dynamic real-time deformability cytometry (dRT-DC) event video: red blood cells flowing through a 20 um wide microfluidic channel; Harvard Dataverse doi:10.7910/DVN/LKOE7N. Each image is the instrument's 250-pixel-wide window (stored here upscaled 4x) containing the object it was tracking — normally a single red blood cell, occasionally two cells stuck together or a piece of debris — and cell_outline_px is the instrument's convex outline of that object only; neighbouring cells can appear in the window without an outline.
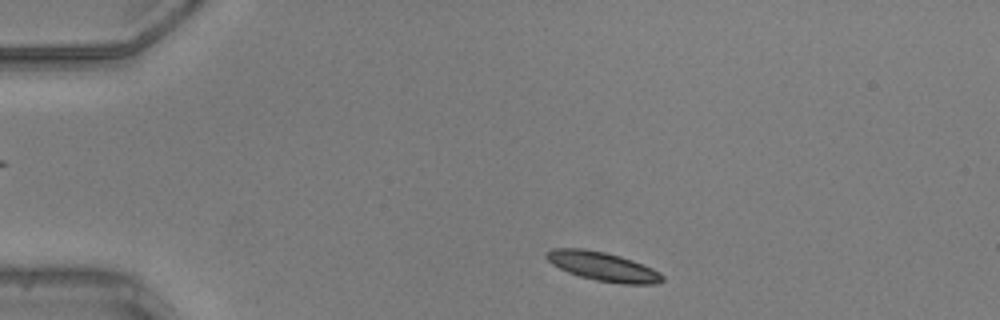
{"species": "common noctule bat (a hibernating species)", "species_latin": "Nyctalus noctula", "temperature_condition": "warm", "stored_images_in_passage": 42, "camera_frame_rate_fps": 3000, "um_per_image_px": 0.085, "animal": {"sex": "male", "body_mass_g": 20.5, "forearm_length_mm": 52.5}, "frame": {"image": 1, "passage_image": 3, "time_ms": 0.667, "image_size_px": [1000, 320], "cell_outline_px": [[664, 280], [660, 284], [624, 284], [596, 280], [580, 276], [568, 272], [552, 264], [544, 256], [544, 252], [552, 248], [584, 248], [604, 252], [620, 256], [632, 260], [652, 268], [660, 272], [664, 276]], "centroid_in_image_um": [51.24, 22.64], "position_along_channel_um": 33.8, "area_um2": 19.65}}
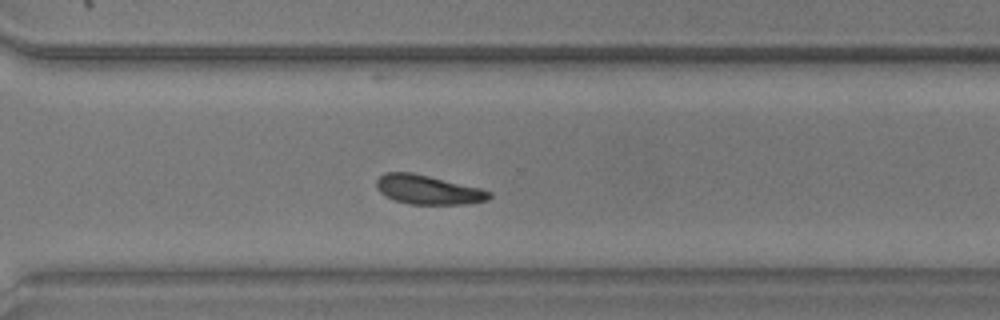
{"frame": {"image": 2, "passage_image": 29, "time_ms": 9.333, "image_size_px": [1000, 320], "cell_outline_px": [[492, 196], [488, 200], [468, 204], [408, 204], [396, 200], [380, 192], [376, 188], [376, 180], [384, 172], [412, 172], [480, 188], [492, 192]], "centroid_in_image_um": [36.39, 16.12], "position_along_channel_um": 334.2, "area_um2": 19.13}}
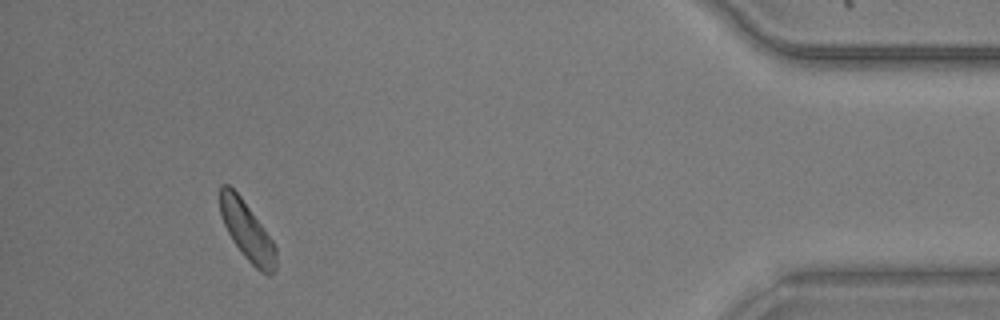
{"frame": {"image": 3, "passage_image": 39, "time_ms": 12.667, "image_size_px": [1000, 320], "cell_outline_px": [[276, 268], [268, 276], [260, 272], [244, 256], [232, 240], [224, 224], [220, 212], [220, 184], [228, 184], [240, 196], [264, 228], [272, 240], [276, 248]], "centroid_in_image_um": [21.0, 19.65], "position_along_channel_um": 414.2, "area_um2": 18.84}, "authors_computed_cell_mechanics": {"area_um2": 19.4208, "velocity_mm_per_s": 4.1099, "shape_relaxation_time_tau1_ms": 2.2141, "shape_relaxation_time_tau2_ms": null, "deformation_change_tau1": 0.1108, "deformation_change_tau2": null}}